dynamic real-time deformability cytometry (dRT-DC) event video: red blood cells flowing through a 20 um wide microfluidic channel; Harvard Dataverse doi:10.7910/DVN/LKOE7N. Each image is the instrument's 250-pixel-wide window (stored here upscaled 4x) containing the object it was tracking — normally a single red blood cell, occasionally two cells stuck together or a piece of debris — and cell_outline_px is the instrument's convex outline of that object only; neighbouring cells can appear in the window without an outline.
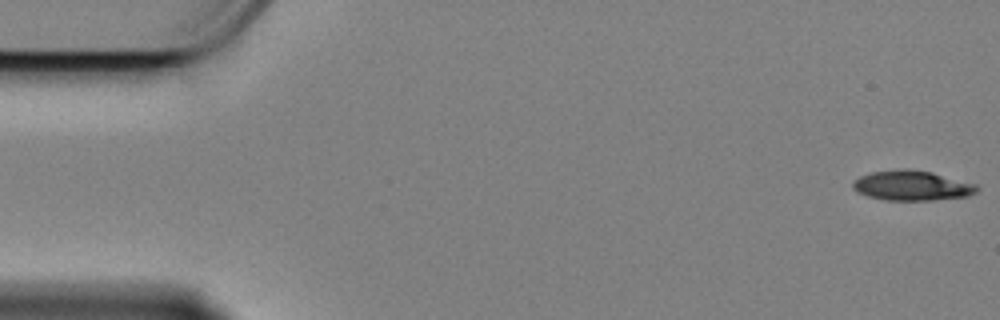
{"species": "Egyptian fruit bat (a non-hibernating species)", "species_latin": "Rousettus aegyptiacus", "temperature_condition": "cold", "stored_images_in_passage": 13, "camera_frame_rate_fps": 3000, "um_per_image_px": 0.085, "animal": {"sex": "female"}, "frame": {"image": 1, "passage_image": 1, "time_ms": 0.0, "image_size_px": [1000, 320], "cell_outline_px": [[980, 188], [976, 192], [968, 196], [932, 200], [884, 200], [868, 196], [856, 192], [852, 188], [852, 180], [860, 176], [872, 172], [904, 168], [908, 168], [932, 172], [976, 184]], "centroid_in_image_um": [77.49, 15.77], "position_along_channel_um": 7.5, "area_um2": 21.79}}